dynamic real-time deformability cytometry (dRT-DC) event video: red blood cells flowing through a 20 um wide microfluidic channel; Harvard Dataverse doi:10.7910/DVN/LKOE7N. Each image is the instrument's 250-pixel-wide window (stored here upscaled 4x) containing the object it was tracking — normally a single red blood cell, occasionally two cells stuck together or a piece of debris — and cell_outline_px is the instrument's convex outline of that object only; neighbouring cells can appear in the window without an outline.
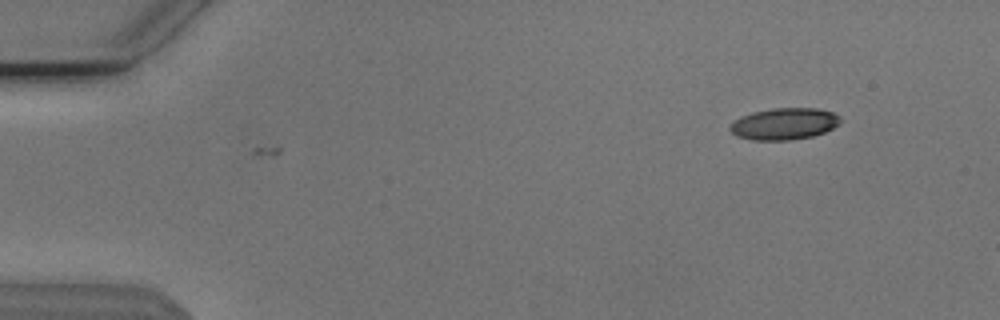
{"species": "Egyptian fruit bat (a non-hibernating species)", "species_latin": "Rousettus aegyptiacus", "temperature_condition": "cold", "stored_images_in_passage": 2, "camera_frame_rate_fps": 3000, "um_per_image_px": 0.085, "animal": {"sex": "male"}, "frame": {"image": 1, "passage_image": 1, "time_ms": 0.0, "image_size_px": [1000, 320], "cell_outline_px": [[840, 124], [824, 132], [812, 136], [792, 140], [752, 140], [736, 136], [728, 128], [736, 120], [752, 112], [772, 108], [816, 108], [832, 112], [840, 116]], "centroid_in_image_um": [66.67, 10.53], "position_along_channel_um": 18.3, "area_um2": 20.29}}